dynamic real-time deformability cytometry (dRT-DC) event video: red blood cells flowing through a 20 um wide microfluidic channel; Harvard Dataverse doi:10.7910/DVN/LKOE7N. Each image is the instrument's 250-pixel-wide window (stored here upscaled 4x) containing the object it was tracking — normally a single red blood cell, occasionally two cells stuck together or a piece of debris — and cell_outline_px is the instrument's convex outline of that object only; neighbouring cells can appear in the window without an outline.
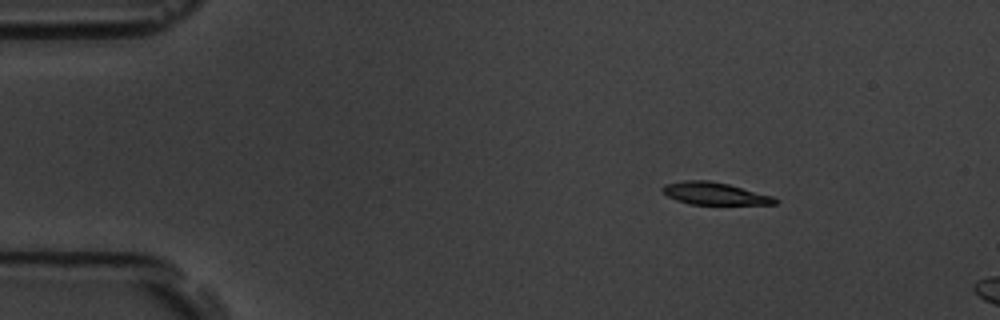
{"species": "common noctule bat (a hibernating species)", "species_latin": "Nyctalus noctula", "temperature_condition": "room temperature", "stored_images_in_passage": 16, "segment_of_instrument_passage": [1, 2], "camera_frame_rate_fps": 3000, "um_per_image_px": 0.085, "animal": {"sex": "male", "body_mass_g": 19.5, "forearm_length_mm": 54.6}, "frame": {"image": 1, "passage_image": 2, "time_ms": 1.333, "image_size_px": [1000, 320], "cell_outline_px": [[780, 200], [776, 204], [688, 204], [676, 200], [668, 196], [660, 188], [664, 184], [688, 180], [708, 180], [728, 184], [772, 196]], "centroid_in_image_um": [60.72, 16.45], "position_along_channel_um": 24.3, "area_um2": 14.51}}
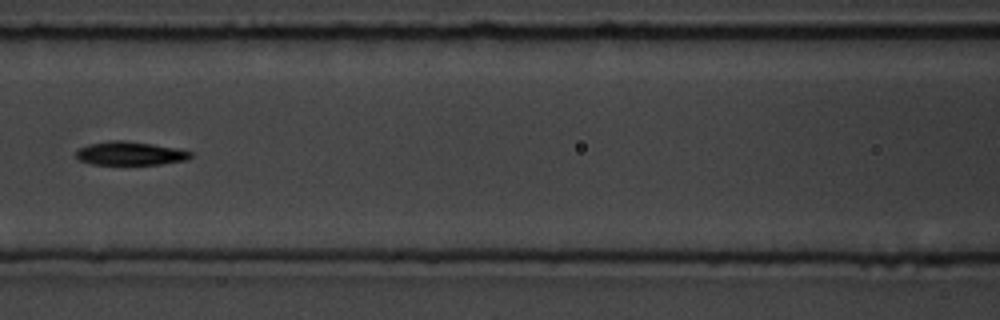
{"frame": {"image": 2, "passage_image": 7, "time_ms": 7.0, "image_size_px": [1000, 320], "cell_outline_px": [[192, 156], [188, 160], [160, 164], [92, 164], [80, 160], [76, 156], [76, 152], [80, 148], [88, 144], [108, 140], [124, 140], [152, 144], [176, 148], [192, 152]], "centroid_in_image_um": [11.07, 13.03], "position_along_channel_um": 155.5, "area_um2": 15.66}}
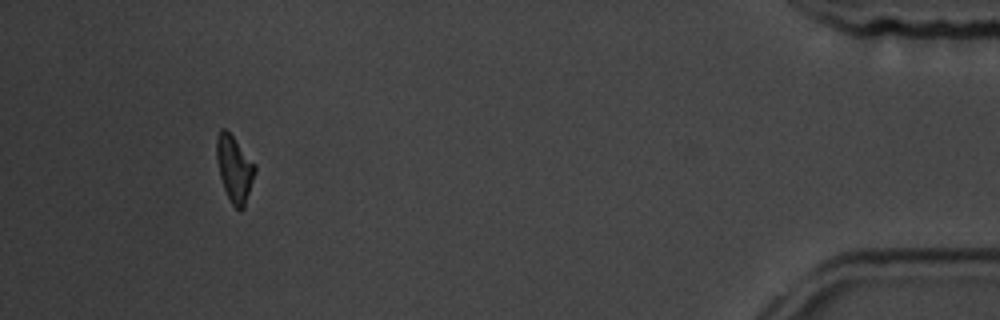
{"frame": {"image": 3, "passage_image": 14, "time_ms": 16.0, "image_size_px": [1000, 320], "cell_outline_px": [[256, 172], [244, 208], [240, 212], [232, 204], [224, 188], [220, 176], [216, 160], [216, 136], [220, 128], [224, 128], [232, 136], [256, 164]], "centroid_in_image_um": [19.93, 14.34], "position_along_channel_um": 415.3, "area_um2": 14.85}}